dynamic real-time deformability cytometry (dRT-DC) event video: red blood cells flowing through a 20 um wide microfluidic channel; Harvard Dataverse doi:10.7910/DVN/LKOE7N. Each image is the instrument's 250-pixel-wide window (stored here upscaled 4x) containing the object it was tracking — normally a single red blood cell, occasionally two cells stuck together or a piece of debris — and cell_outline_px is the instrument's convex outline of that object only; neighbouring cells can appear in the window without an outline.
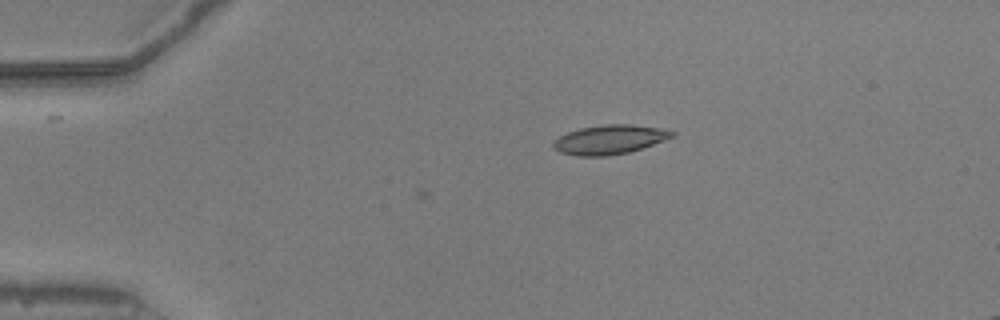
{"species": "common noctule bat (a hibernating species)", "species_latin": "Nyctalus noctula", "temperature_condition": "warm", "stored_images_in_passage": 3, "camera_frame_rate_fps": 3000, "um_per_image_px": 0.085, "animal": {"sex": "male", "body_mass_g": 20.5, "forearm_length_mm": 52.5}, "frame": {"image": 1, "passage_image": 1, "time_ms": 0.0, "image_size_px": [1000, 320], "cell_outline_px": [[676, 136], [628, 152], [604, 156], [576, 156], [560, 152], [552, 148], [552, 144], [560, 136], [568, 132], [580, 128], [604, 124], [632, 124], [660, 128], [676, 132]], "centroid_in_image_um": [51.81, 11.86], "position_along_channel_um": 33.2, "area_um2": 20.11}}